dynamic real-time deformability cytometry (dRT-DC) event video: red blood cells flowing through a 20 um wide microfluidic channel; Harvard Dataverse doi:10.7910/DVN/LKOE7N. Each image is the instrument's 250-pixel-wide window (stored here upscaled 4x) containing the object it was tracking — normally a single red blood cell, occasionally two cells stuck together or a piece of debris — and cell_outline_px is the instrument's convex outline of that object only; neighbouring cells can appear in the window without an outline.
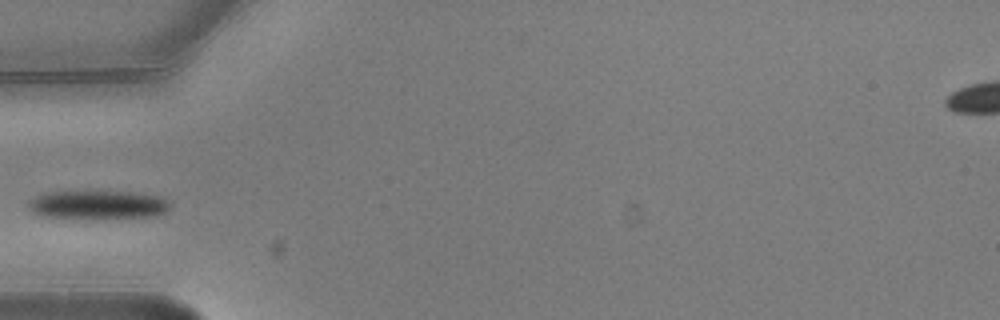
{"species": "common noctule bat (a hibernating species)", "species_latin": "Nyctalus noctula", "temperature_condition": "warm", "stored_images_in_passage": 3, "camera_frame_rate_fps": 3000, "um_per_image_px": 0.085, "animal": {"sex": "male", "body_mass_g": 20.5, "forearm_length_mm": 52.5}, "frame": {"image": 1, "passage_image": 3, "time_ms": 0.667, "image_size_px": [1000, 320], "cell_outline_px": [[172, 204], [164, 212], [156, 216], [96, 220], [44, 216], [32, 212], [28, 208], [28, 200], [36, 196], [48, 192], [132, 192], [160, 196], [168, 200]], "centroid_in_image_um": [8.34, 17.44], "position_along_channel_um": 76.7, "area_um2": 24.1}}